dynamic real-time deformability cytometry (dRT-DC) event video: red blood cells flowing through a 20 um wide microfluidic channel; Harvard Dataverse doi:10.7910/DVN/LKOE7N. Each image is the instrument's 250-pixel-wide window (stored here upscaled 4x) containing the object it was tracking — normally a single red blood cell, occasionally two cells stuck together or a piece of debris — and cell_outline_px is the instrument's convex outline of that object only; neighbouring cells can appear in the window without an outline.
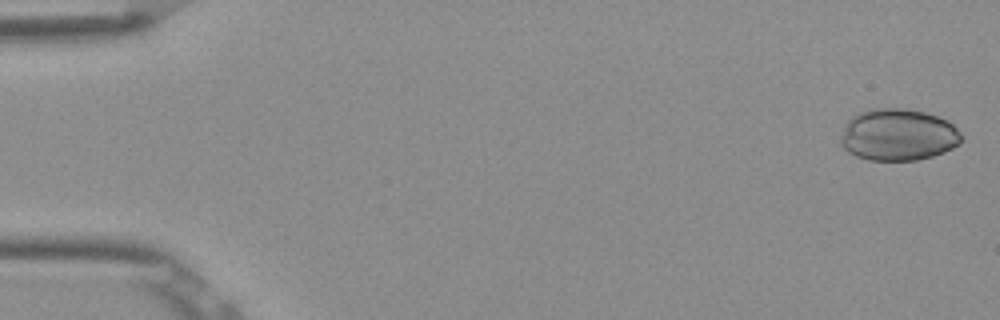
{"species": "Egyptian fruit bat (a non-hibernating species)", "species_latin": "Rousettus aegyptiacus", "temperature_condition": "room temperature", "stored_images_in_passage": 52, "camera_frame_rate_fps": 3000, "um_per_image_px": 0.085, "frame": {"image": 1, "passage_image": 1, "time_ms": 0.0, "image_size_px": [1000, 320], "cell_outline_px": [[964, 136], [960, 144], [944, 152], [932, 156], [916, 160], [868, 160], [856, 156], [848, 152], [840, 144], [840, 140], [844, 124], [852, 116], [868, 108], [904, 108], [924, 112], [948, 120]], "centroid_in_image_um": [76.33, 11.45], "position_along_channel_um": 8.7, "area_um2": 36.82}}
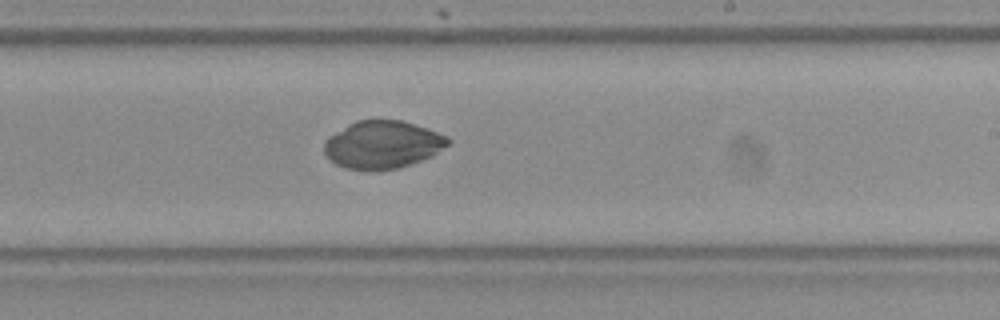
{"frame": {"image": 2, "passage_image": 31, "time_ms": 10.0, "image_size_px": [1000, 320], "cell_outline_px": [[452, 140], [448, 144], [432, 156], [412, 164], [400, 168], [380, 172], [372, 172], [344, 168], [328, 160], [324, 152], [324, 140], [328, 136], [348, 124], [356, 120], [404, 120], [448, 136]], "centroid_in_image_um": [32.49, 12.32], "position_along_channel_um": 256.5, "area_um2": 35.2}}
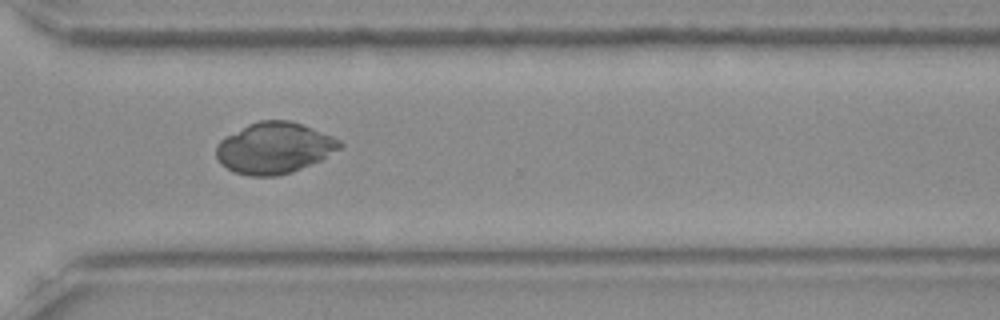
{"frame": {"image": 3, "passage_image": 38, "time_ms": 12.333, "image_size_px": [1000, 320], "cell_outline_px": [[344, 144], [340, 148], [320, 160], [292, 172], [276, 176], [248, 176], [236, 172], [220, 164], [216, 156], [216, 144], [224, 136], [248, 124], [260, 120], [288, 120], [300, 124], [332, 136], [340, 140]], "centroid_in_image_um": [23.27, 12.58], "position_along_channel_um": 347.3, "area_um2": 36.7}}